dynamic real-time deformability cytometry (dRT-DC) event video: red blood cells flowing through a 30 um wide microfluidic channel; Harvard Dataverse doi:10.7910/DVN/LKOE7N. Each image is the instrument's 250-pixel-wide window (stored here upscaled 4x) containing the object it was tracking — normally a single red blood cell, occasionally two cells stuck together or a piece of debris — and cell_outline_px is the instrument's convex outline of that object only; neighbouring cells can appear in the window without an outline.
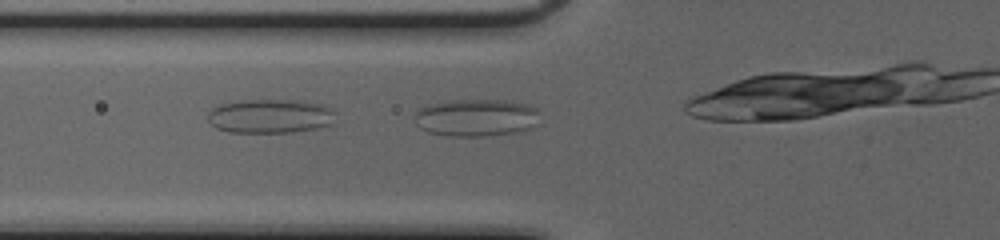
{"species": "common noctule bat (a hibernating species)", "species_latin": "Nyctalus noctula", "temperature_condition": "cold", "stored_images_in_passage": 4, "camera_frame_rate_fps": 3000, "um_per_image_px": 0.085, "animal": {"sex": "female", "body_mass_g": 20.0, "forearm_length_mm": 54.0}, "frame": {"image": 1, "passage_image": 4, "time_ms": 1.0, "image_size_px": [1000, 240], "cell_outline_px": [[540, 124], [532, 128], [516, 132], [488, 136], [448, 136], [428, 132], [420, 128], [416, 124], [416, 112], [420, 108], [428, 104], [452, 100], [512, 100], [528, 104], [536, 108], [540, 112]], "centroid_in_image_um": [40.55, 10.0], "position_along_channel_um": 85.2, "area_um2": 27.8}}